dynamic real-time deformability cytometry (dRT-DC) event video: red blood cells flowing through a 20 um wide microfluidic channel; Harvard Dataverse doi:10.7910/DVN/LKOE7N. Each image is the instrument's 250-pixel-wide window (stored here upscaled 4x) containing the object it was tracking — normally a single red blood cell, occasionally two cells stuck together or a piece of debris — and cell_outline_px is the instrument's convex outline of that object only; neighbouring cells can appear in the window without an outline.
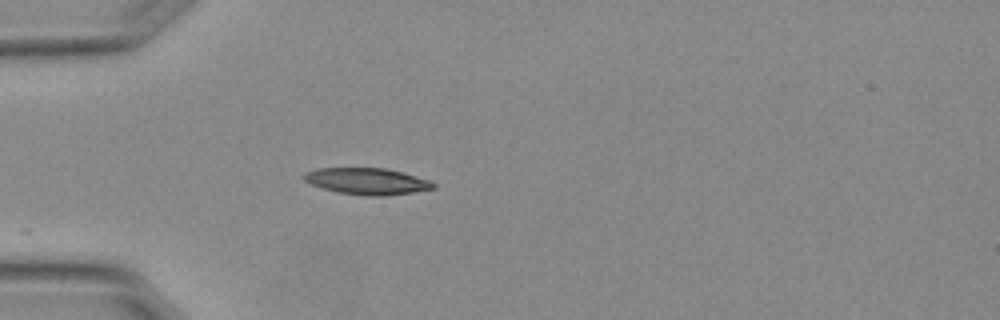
{"species": "Egyptian fruit bat (a non-hibernating species)", "species_latin": "Rousettus aegyptiacus", "temperature_condition": "warm", "stored_images_in_passage": 6, "camera_frame_rate_fps": 3000, "um_per_image_px": 0.085, "animal": {"sex": "female"}, "frame": {"image": 1, "passage_image": 1, "time_ms": 0.0, "image_size_px": [1000, 320], "cell_outline_px": [[436, 188], [412, 192], [384, 196], [368, 196], [340, 192], [324, 188], [312, 184], [304, 180], [304, 172], [316, 168], [384, 168], [432, 180], [436, 184]], "centroid_in_image_um": [31.23, 15.4], "position_along_channel_um": 53.8, "area_um2": 19.83}}
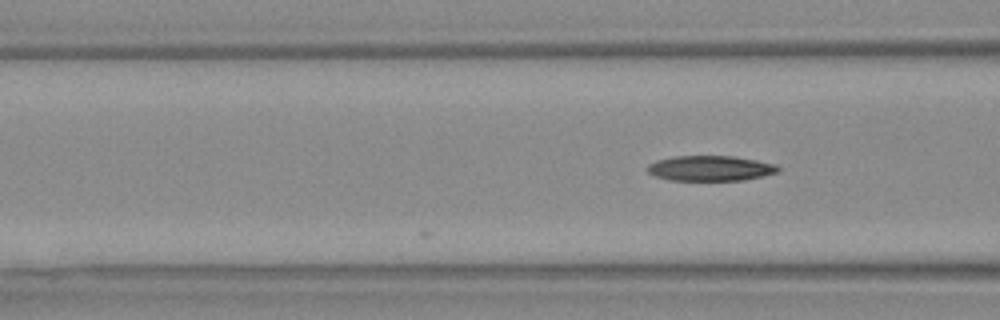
{"frame": {"image": 2, "passage_image": 6, "time_ms": 1.667, "image_size_px": [1000, 320], "cell_outline_px": [[780, 172], [764, 176], [744, 180], [668, 180], [656, 176], [648, 172], [648, 164], [656, 160], [676, 156], [732, 156], [756, 160], [776, 164], [780, 168]], "centroid_in_image_um": [60.42, 14.3], "position_along_channel_um": 106.2, "area_um2": 19.25}}